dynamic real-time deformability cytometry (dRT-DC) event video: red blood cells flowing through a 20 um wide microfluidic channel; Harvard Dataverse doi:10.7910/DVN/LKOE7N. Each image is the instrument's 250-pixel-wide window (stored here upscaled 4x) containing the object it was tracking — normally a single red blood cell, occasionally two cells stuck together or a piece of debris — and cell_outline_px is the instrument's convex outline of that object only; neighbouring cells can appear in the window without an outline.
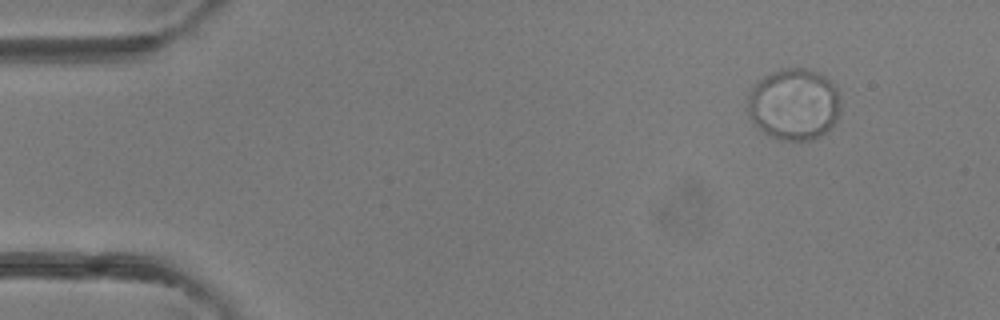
{"species": "common noctule bat (a hibernating species)", "species_latin": "Nyctalus noctula", "temperature_condition": "room temperature", "stored_images_in_passage": 5, "camera_frame_rate_fps": 3000, "um_per_image_px": 0.085, "animal": {"sex": "female"}, "frame": {"image": 1, "passage_image": 2, "time_ms": 1.333, "image_size_px": [1000, 320], "cell_outline_px": [[840, 108], [836, 120], [820, 136], [812, 140], [780, 140], [764, 132], [748, 116], [748, 96], [752, 88], [764, 76], [772, 72], [784, 68], [804, 68], [816, 72], [824, 76], [836, 88], [840, 104]], "centroid_in_image_um": [67.48, 8.86], "position_along_channel_um": 17.5, "area_um2": 38.32}}
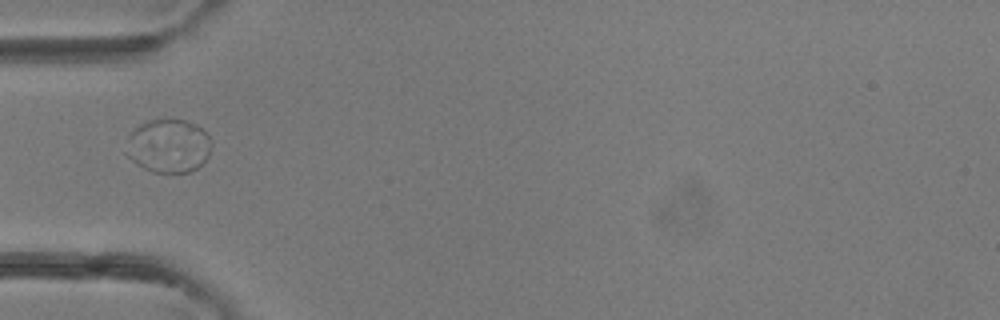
{"frame": {"image": 2, "passage_image": 5, "time_ms": 4.667, "image_size_px": [1000, 320], "cell_outline_px": [[212, 144], [208, 156], [192, 172], [152, 172], [136, 164], [124, 152], [132, 132], [140, 124], [148, 120], [184, 120], [196, 124], [212, 140]], "centroid_in_image_um": [14.32, 12.41], "position_along_channel_um": 70.7, "area_um2": 26.41}}